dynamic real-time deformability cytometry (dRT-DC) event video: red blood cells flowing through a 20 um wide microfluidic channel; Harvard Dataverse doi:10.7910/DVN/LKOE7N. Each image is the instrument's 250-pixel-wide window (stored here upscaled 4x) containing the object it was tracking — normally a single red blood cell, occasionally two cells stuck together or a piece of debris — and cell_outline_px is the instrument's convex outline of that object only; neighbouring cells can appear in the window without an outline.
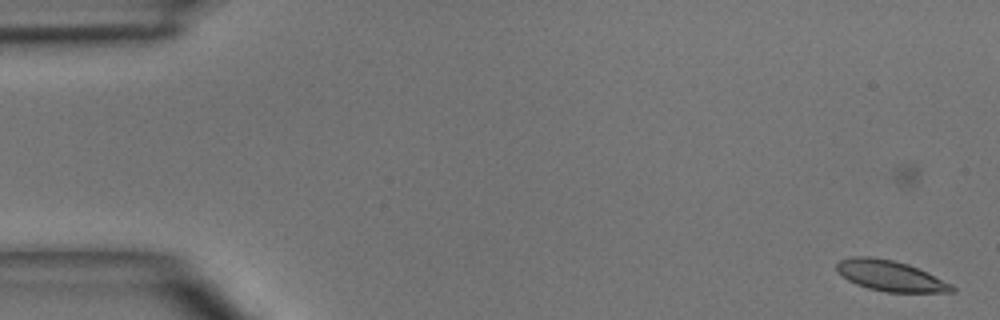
{"species": "common noctule bat (a hibernating species)", "species_latin": "Nyctalus noctula", "temperature_condition": "room temperature", "stored_images_in_passage": 7, "camera_frame_rate_fps": 3000, "um_per_image_px": 0.085, "animal": {"sex": "male", "body_mass_g": 15.6}, "frame": {"image": 1, "passage_image": 2, "time_ms": 1.0, "image_size_px": [1000, 320], "cell_outline_px": [[956, 292], [884, 292], [868, 288], [856, 284], [848, 280], [836, 268], [836, 264], [840, 260], [852, 256], [872, 256], [892, 260], [908, 264], [952, 284], [956, 288]], "centroid_in_image_um": [75.68, 23.44], "position_along_channel_um": 9.3, "area_um2": 20.4}}
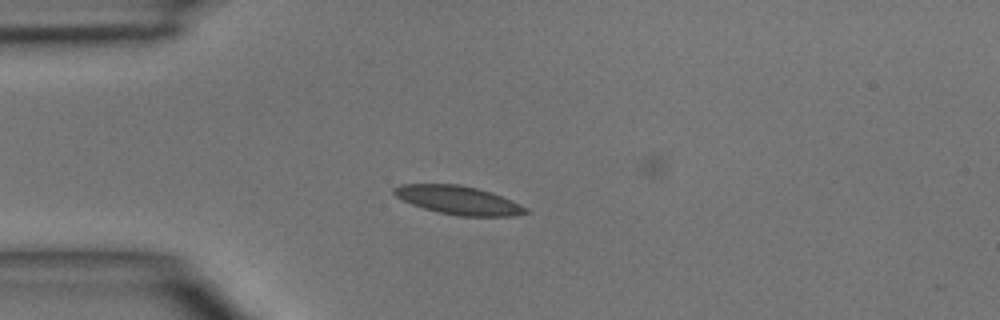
{"frame": {"image": 2, "passage_image": 5, "time_ms": 4.667, "image_size_px": [1000, 320], "cell_outline_px": [[528, 212], [512, 216], [456, 216], [424, 208], [412, 204], [396, 196], [392, 192], [392, 188], [400, 184], [460, 184], [492, 192], [512, 200], [528, 208]], "centroid_in_image_um": [38.97, 17.01], "position_along_channel_um": 46.0, "area_um2": 21.85}}